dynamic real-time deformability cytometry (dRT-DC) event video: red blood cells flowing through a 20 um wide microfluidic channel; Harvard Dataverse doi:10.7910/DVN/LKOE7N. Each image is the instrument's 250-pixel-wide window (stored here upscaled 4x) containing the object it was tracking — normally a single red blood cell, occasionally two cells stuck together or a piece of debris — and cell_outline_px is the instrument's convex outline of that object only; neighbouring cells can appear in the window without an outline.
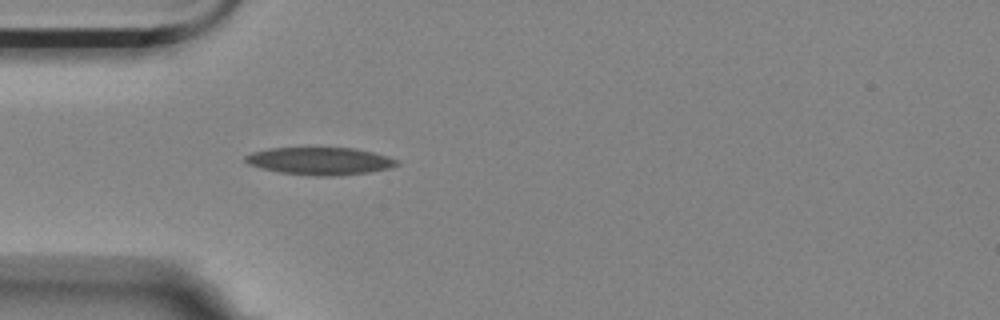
{"species": "Egyptian fruit bat (a non-hibernating species)", "species_latin": "Rousettus aegyptiacus", "temperature_condition": "room temperature", "stored_images_in_passage": 37, "camera_frame_rate_fps": 3000, "um_per_image_px": 0.085, "animal": {"sex": "female"}, "frame": {"image": 1, "passage_image": 1, "time_ms": 0.0, "image_size_px": [1000, 320], "cell_outline_px": [[400, 164], [388, 168], [368, 172], [332, 176], [316, 176], [280, 172], [248, 164], [244, 160], [244, 156], [252, 152], [268, 148], [356, 148], [388, 156], [396, 160]], "centroid_in_image_um": [27.18, 13.68], "position_along_channel_um": 57.8, "area_um2": 24.04}}
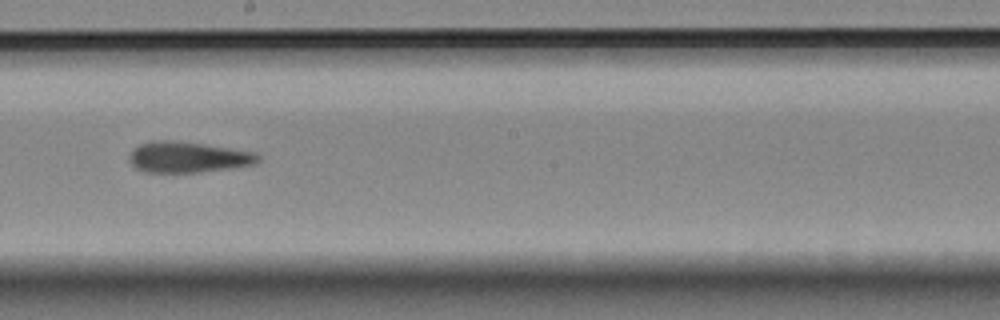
{"frame": {"image": 2, "passage_image": 16, "time_ms": 5.0, "image_size_px": [1000, 320], "cell_outline_px": [[260, 160], [252, 164], [228, 168], [196, 172], [144, 172], [136, 168], [128, 160], [128, 156], [132, 148], [140, 144], [152, 140], [172, 140], [200, 144], [252, 152], [260, 156]], "centroid_in_image_um": [15.86, 13.35], "position_along_channel_um": 232.3, "area_um2": 22.77}}
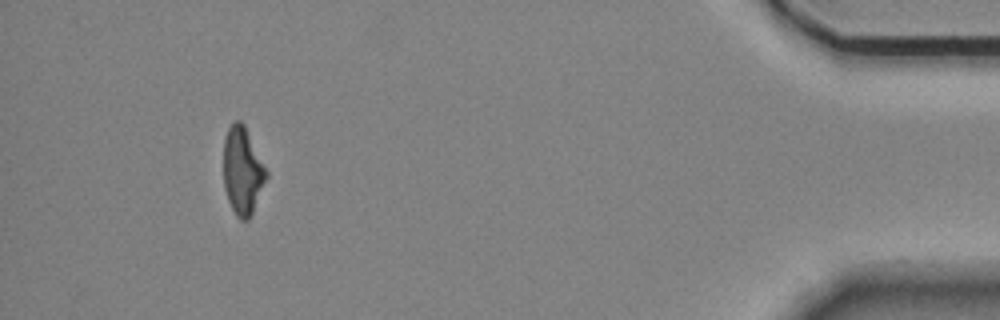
{"frame": {"image": 3, "passage_image": 37, "time_ms": 12.0, "image_size_px": [1000, 320], "cell_outline_px": [[268, 176], [252, 212], [248, 220], [240, 220], [236, 216], [228, 200], [224, 188], [224, 140], [228, 128], [236, 120], [240, 120], [244, 124], [268, 172]], "centroid_in_image_um": [20.61, 14.52], "position_along_channel_um": 414.6, "area_um2": 21.62}, "authors_computed_cell_mechanics": {"area_um2": 22.6576, "velocity_mm_per_s": 3.5273, "shape_relaxation_time_tau1_ms": 5.965, "shape_relaxation_time_tau2_ms": 2.6695, "deformation_change_tau1": 0.1738, "deformation_change_tau2": 0.1272}}